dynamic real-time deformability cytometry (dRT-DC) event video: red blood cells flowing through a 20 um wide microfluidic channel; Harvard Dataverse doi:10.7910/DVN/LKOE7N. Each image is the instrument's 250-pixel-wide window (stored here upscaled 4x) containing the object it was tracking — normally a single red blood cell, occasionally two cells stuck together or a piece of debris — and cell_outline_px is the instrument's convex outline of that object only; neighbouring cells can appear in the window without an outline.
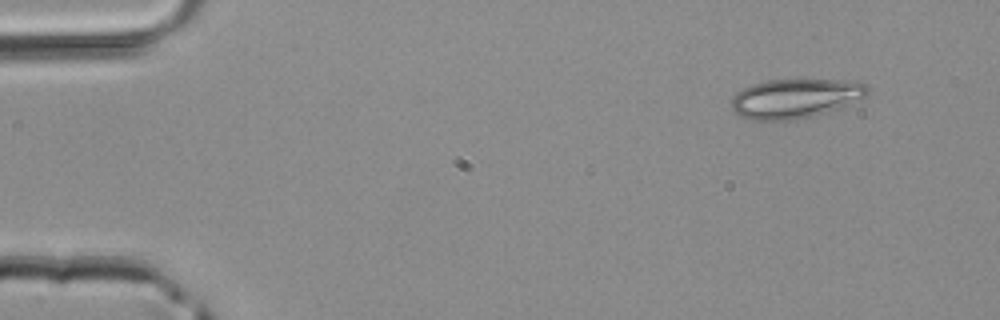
{"species": "common noctule bat (a hibernating species)", "species_latin": "Nyctalus noctula", "temperature_condition": "room temperature", "stored_images_in_passage": 3, "camera_frame_rate_fps": 3000, "um_per_image_px": 0.085, "animal": {"sex": "male", "body_mass_g": 20.4}, "frame": {"image": 1, "passage_image": 1, "time_ms": 0.0, "image_size_px": [1000, 320], "cell_outline_px": [[868, 92], [864, 96], [836, 108], [812, 116], [796, 120], [756, 120], [740, 116], [732, 112], [732, 100], [736, 92], [744, 88], [768, 80], [852, 80], [868, 84]], "centroid_in_image_um": [67.57, 8.36], "position_along_channel_um": 17.4, "area_um2": 30.75}}